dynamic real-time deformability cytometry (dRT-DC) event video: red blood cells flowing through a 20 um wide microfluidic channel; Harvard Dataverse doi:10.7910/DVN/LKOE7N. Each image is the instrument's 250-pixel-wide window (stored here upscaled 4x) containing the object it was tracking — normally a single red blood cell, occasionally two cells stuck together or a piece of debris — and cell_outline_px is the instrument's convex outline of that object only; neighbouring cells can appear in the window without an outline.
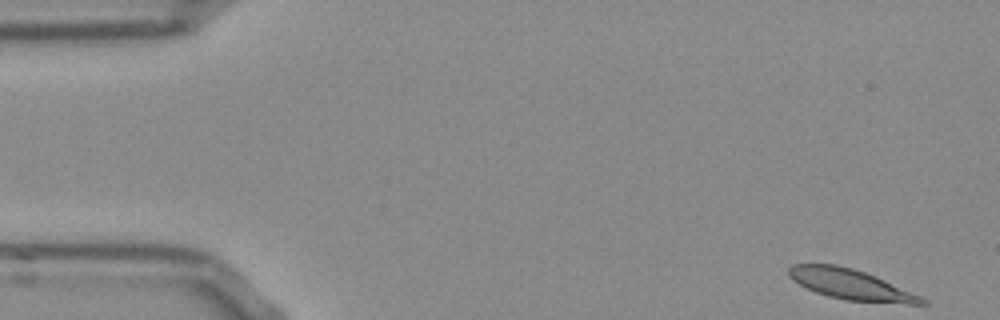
{"species": "Egyptian fruit bat (a non-hibernating species)", "species_latin": "Rousettus aegyptiacus", "temperature_condition": "room temperature", "stored_images_in_passage": 51, "camera_frame_rate_fps": 3000, "um_per_image_px": 0.085, "frame": {"image": 1, "passage_image": 1, "time_ms": 0.0, "image_size_px": [1000, 320], "cell_outline_px": [[928, 304], [908, 304], [844, 300], [828, 296], [816, 292], [792, 280], [788, 276], [788, 268], [792, 264], [836, 264], [852, 268], [876, 276], [920, 296], [928, 300]], "centroid_in_image_um": [72.3, 24.18], "position_along_channel_um": 12.7, "area_um2": 23.47}}
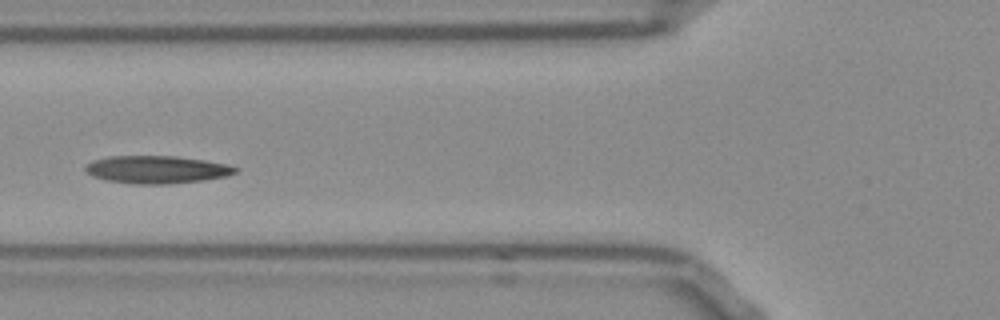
{"frame": {"image": 2, "passage_image": 18, "time_ms": 5.667, "image_size_px": [1000, 320], "cell_outline_px": [[240, 168], [236, 172], [228, 176], [204, 180], [168, 184], [132, 184], [104, 180], [92, 176], [84, 168], [92, 160], [108, 156], [176, 156], [204, 160], [228, 164]], "centroid_in_image_um": [13.34, 14.41], "position_along_channel_um": 112.5, "area_um2": 24.39}}
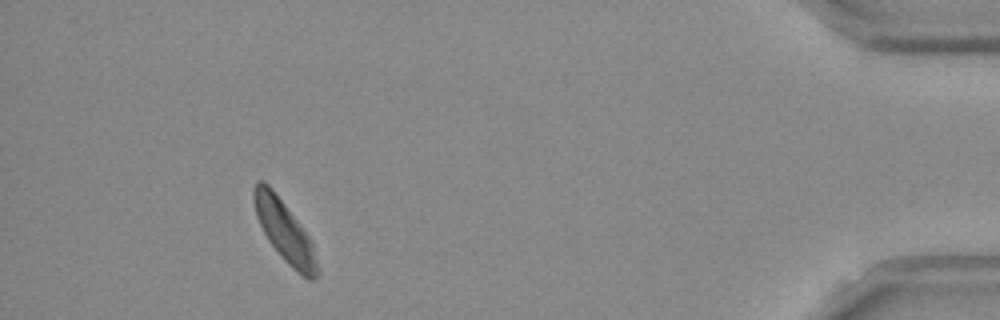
{"frame": {"image": 3, "passage_image": 47, "time_ms": 15.333, "image_size_px": [1000, 320], "cell_outline_px": [[320, 272], [312, 280], [308, 280], [296, 272], [284, 260], [268, 240], [256, 216], [252, 196], [252, 188], [256, 180], [264, 180], [272, 188], [300, 224], [308, 236], [312, 244], [320, 268]], "centroid_in_image_um": [24.18, 19.65], "position_along_channel_um": 411.0, "area_um2": 22.6}, "authors_computed_cell_mechanics": {"area_um2": 23.4668, "velocity_mm_per_s": 3.7554, "shape_relaxation_time_tau1_ms": 2.8452, "shape_relaxation_time_tau2_ms": 1.9804, "deformation_change_tau1": 0.1298, "deformation_change_tau2": 0.0801}}